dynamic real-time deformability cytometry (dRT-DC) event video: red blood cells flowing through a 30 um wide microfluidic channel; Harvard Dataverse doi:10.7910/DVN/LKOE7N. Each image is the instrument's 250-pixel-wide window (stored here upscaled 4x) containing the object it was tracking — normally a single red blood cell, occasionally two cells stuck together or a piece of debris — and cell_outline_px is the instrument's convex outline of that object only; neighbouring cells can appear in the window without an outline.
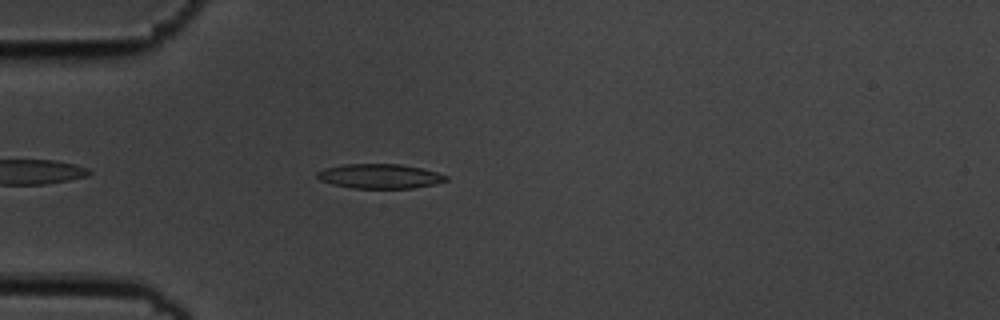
{"species": "common noctule bat (a hibernating species)", "species_latin": "Nyctalus noctula", "temperature_condition": "cold", "stored_images_in_passage": 45, "camera_frame_rate_fps": 3000, "um_per_image_px": 0.085, "animal": {"sex": "male", "body_mass_g": 19.5, "forearm_length_mm": 54.6}, "frame": {"image": 1, "passage_image": 6, "time_ms": 1.667, "image_size_px": [1000, 320], "cell_outline_px": [[448, 180], [436, 184], [412, 188], [352, 188], [332, 184], [320, 180], [316, 176], [316, 172], [324, 168], [344, 164], [400, 164], [420, 168], [436, 172], [448, 176]], "centroid_in_image_um": [32.27, 14.98], "position_along_channel_um": 52.7, "area_um2": 18.44}}
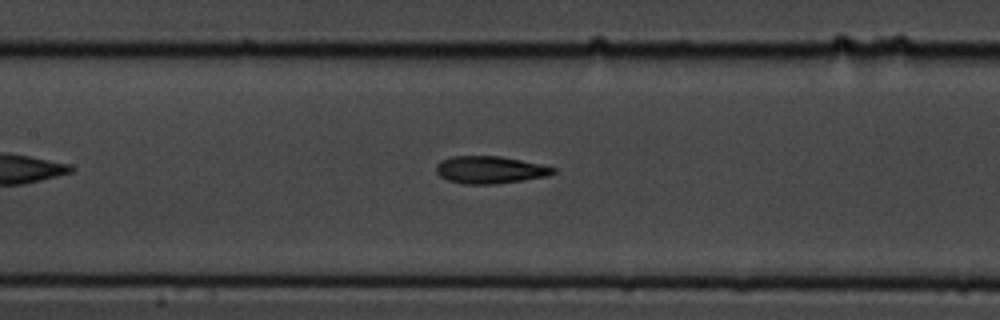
{"frame": {"image": 2, "passage_image": 16, "time_ms": 5.0, "image_size_px": [1000, 320], "cell_outline_px": [[556, 172], [548, 176], [496, 184], [464, 184], [448, 180], [440, 176], [436, 172], [436, 164], [440, 160], [452, 156], [500, 156], [540, 164], [556, 168]], "centroid_in_image_um": [41.63, 14.43], "position_along_channel_um": 165.8, "area_um2": 18.67}}
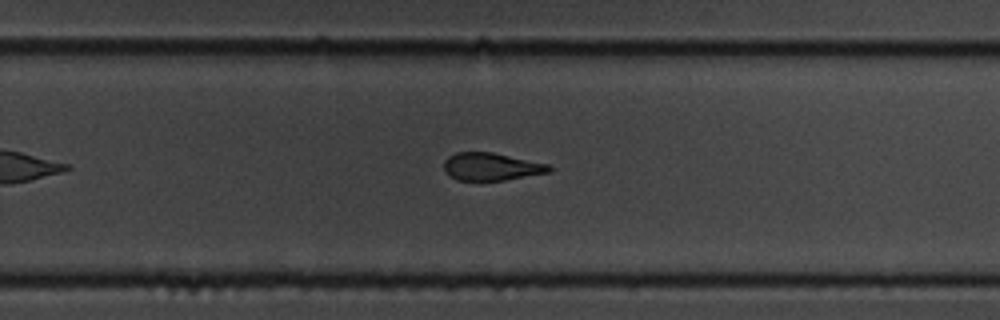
{"frame": {"image": 3, "passage_image": 26, "time_ms": 8.333, "image_size_px": [1000, 320], "cell_outline_px": [[552, 172], [504, 180], [456, 180], [448, 176], [444, 172], [444, 160], [448, 156], [456, 152], [492, 152], [548, 164], [552, 168]], "centroid_in_image_um": [41.73, 14.17], "position_along_channel_um": 288.1, "area_um2": 17.05}, "authors_computed_cell_mechanics": {"area_um2": 18.6116, "velocity_mm_per_s": 3.6875, "shape_relaxation_time_tau1_ms": 3.0992, "shape_relaxation_time_tau2_ms": 4.3806, "deformation_change_tau1": 0.134, "deformation_change_tau2": 0.1349}}